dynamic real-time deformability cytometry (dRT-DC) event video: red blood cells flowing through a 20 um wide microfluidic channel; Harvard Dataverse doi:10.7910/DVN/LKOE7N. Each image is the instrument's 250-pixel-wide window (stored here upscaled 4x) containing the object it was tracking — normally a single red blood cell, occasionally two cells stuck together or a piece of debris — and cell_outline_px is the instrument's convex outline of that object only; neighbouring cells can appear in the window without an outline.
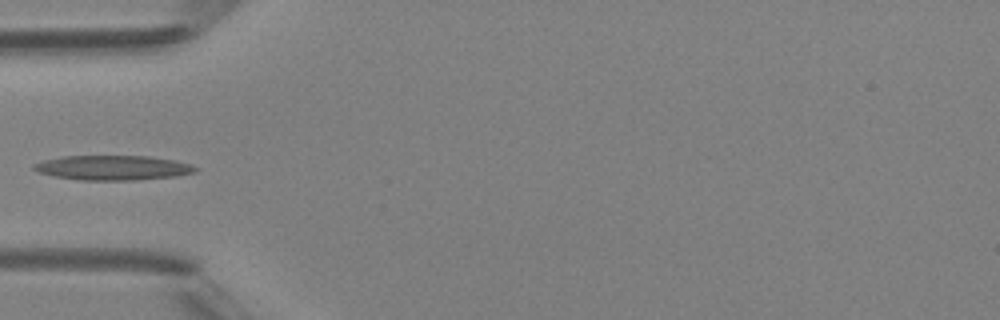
{"species": "Egyptian fruit bat (a non-hibernating species)", "species_latin": "Rousettus aegyptiacus", "temperature_condition": "room temperature", "stored_images_in_passage": 5, "camera_frame_rate_fps": 3000, "um_per_image_px": 0.085, "animal": {"sex": "female"}, "frame": {"image": 1, "passage_image": 4, "time_ms": 3.333, "image_size_px": [1000, 320], "cell_outline_px": [[200, 168], [196, 172], [176, 176], [136, 180], [84, 180], [56, 176], [40, 172], [32, 168], [32, 164], [44, 160], [64, 156], [148, 156], [176, 160]], "centroid_in_image_um": [9.64, 14.25], "position_along_channel_um": 75.4, "area_um2": 23.12}}
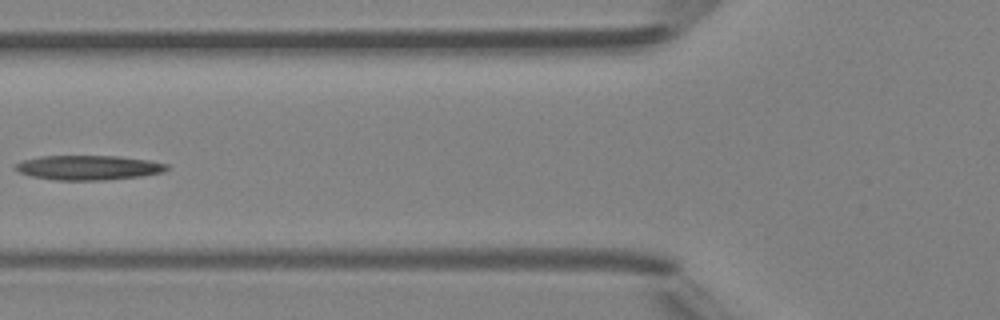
{"frame": {"image": 2, "passage_image": 5, "time_ms": 4.333, "image_size_px": [1000, 320], "cell_outline_px": [[168, 168], [164, 172], [144, 176], [104, 180], [56, 180], [32, 176], [20, 172], [16, 168], [16, 164], [20, 160], [40, 156], [120, 156], [148, 160], [168, 164]], "centroid_in_image_um": [7.55, 14.24], "position_along_channel_um": 118.3, "area_um2": 21.73}}